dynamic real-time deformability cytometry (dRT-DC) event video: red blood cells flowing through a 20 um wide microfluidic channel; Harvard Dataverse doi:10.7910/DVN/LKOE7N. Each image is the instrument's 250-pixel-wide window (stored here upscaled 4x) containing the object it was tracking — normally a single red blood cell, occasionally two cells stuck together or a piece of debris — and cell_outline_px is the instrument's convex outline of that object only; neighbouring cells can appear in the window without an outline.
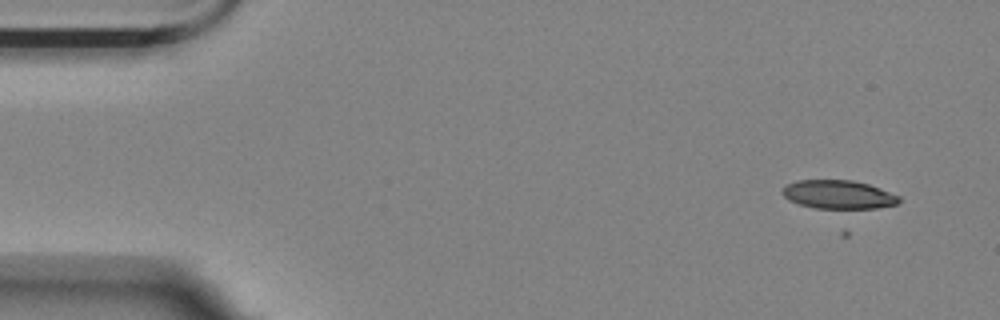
{"species": "Egyptian fruit bat (a non-hibernating species)", "species_latin": "Rousettus aegyptiacus", "temperature_condition": "room temperature", "stored_images_in_passage": 6, "camera_frame_rate_fps": 3000, "um_per_image_px": 0.085, "animal": {"sex": "female"}, "frame": {"image": 1, "passage_image": 2, "time_ms": 0.333, "image_size_px": [1000, 320], "cell_outline_px": [[904, 200], [896, 204], [876, 208], [816, 208], [800, 204], [788, 200], [780, 192], [788, 184], [796, 180], [852, 180], [868, 184], [880, 188], [900, 196]], "centroid_in_image_um": [71.29, 16.53], "position_along_channel_um": 13.7, "area_um2": 19.42}}